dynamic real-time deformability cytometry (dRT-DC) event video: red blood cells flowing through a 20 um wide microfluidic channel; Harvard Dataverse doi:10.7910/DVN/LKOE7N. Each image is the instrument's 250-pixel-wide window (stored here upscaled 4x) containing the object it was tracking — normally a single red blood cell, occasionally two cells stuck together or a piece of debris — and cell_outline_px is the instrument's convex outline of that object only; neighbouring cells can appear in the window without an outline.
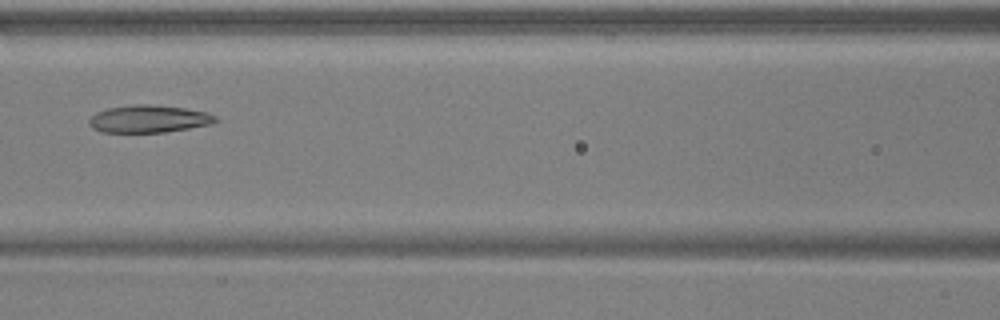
{"species": "common noctule bat (a hibernating species)", "species_latin": "Nyctalus noctula", "temperature_condition": "warm", "stored_images_in_passage": 6, "camera_frame_rate_fps": 3000, "um_per_image_px": 0.085, "animal": {"sex": "male", "body_mass_g": 17.9, "forearm_length_mm": 54.2}, "frame": {"image": 1, "passage_image": 6, "time_ms": 1.667, "image_size_px": [1000, 320], "cell_outline_px": [[220, 120], [212, 124], [164, 132], [100, 132], [92, 128], [88, 124], [88, 120], [96, 112], [108, 108], [132, 104], [144, 104], [184, 108], [204, 112], [216, 116]], "centroid_in_image_um": [12.62, 10.11], "position_along_channel_um": 154.0, "area_um2": 20.17}}